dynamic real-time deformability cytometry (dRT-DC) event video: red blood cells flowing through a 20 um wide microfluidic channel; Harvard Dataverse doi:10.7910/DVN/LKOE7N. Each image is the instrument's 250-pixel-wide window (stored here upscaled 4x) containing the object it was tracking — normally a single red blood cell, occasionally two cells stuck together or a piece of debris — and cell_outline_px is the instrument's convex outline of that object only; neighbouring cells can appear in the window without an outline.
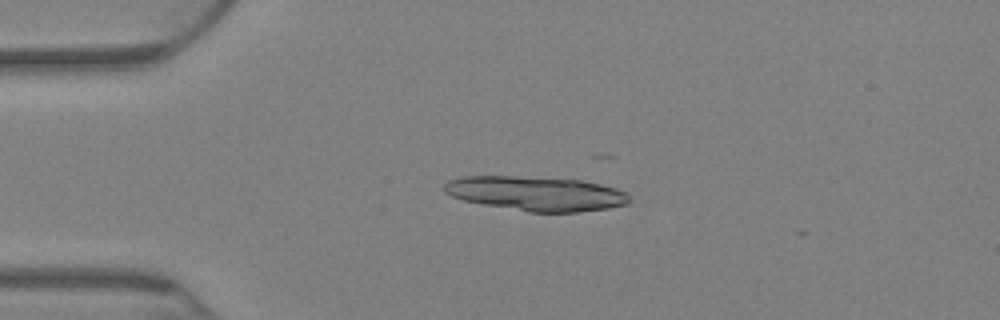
{"species": "Egyptian fruit bat (a non-hibernating species)", "species_latin": "Rousettus aegyptiacus", "temperature_condition": "warm", "stored_images_in_passage": 11, "camera_frame_rate_fps": 3000, "um_per_image_px": 0.085, "animal": {"sex": "female"}, "frame": {"image": 1, "passage_image": 7, "time_ms": 2.0, "image_size_px": [1000, 320], "cell_outline_px": [[632, 200], [628, 204], [608, 208], [576, 212], [528, 212], [484, 204], [464, 200], [452, 196], [444, 192], [444, 184], [448, 180], [464, 176], [512, 176], [580, 180], [600, 184], [616, 188], [624, 192]], "centroid_in_image_um": [45.57, 16.45], "position_along_channel_um": 39.4, "area_um2": 36.93}}